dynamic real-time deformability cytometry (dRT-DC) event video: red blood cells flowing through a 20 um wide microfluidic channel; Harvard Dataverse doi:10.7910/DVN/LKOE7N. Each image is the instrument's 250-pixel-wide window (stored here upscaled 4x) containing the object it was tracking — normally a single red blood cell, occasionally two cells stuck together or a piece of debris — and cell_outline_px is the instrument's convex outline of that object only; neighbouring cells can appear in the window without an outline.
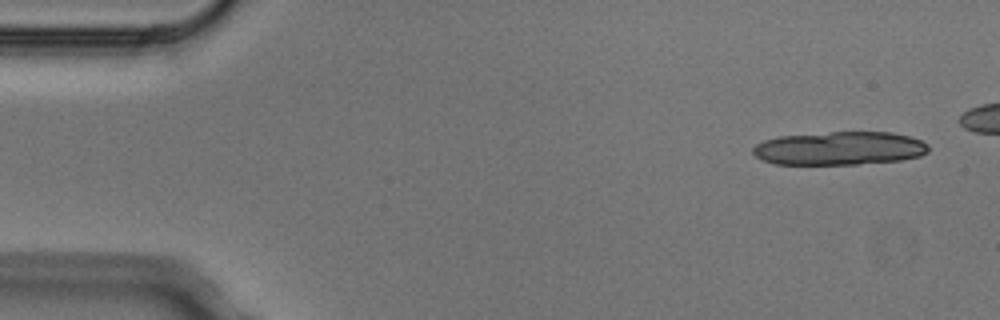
{"species": "Egyptian fruit bat (a non-hibernating species)", "species_latin": "Rousettus aegyptiacus", "temperature_condition": "cold", "stored_images_in_passage": 6, "camera_frame_rate_fps": 3000, "um_per_image_px": 0.085, "animal": {"sex": "male"}, "frame": {"image": 1, "passage_image": 1, "time_ms": 0.0, "image_size_px": [1000, 320], "cell_outline_px": [[928, 152], [920, 156], [900, 160], [856, 164], [776, 164], [764, 160], [756, 156], [752, 152], [752, 148], [756, 144], [764, 140], [780, 136], [832, 132], [892, 132], [908, 136], [920, 140], [928, 144]], "centroid_in_image_um": [71.36, 12.6], "position_along_channel_um": 13.6, "area_um2": 34.04}}
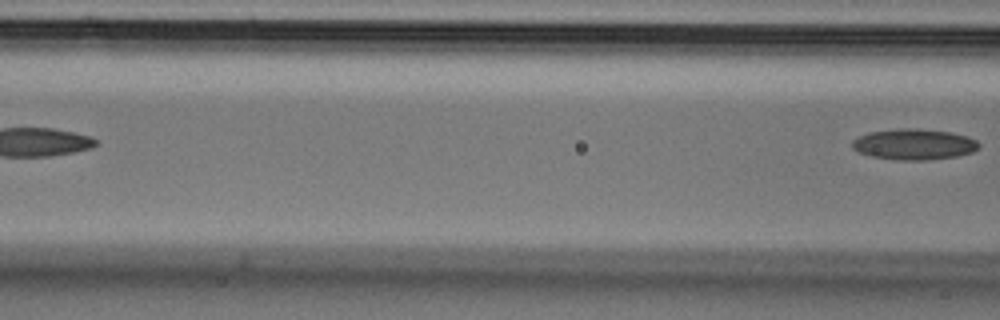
{"frame": {"image": 2, "passage_image": 6, "time_ms": 1.667, "image_size_px": [1000, 320], "cell_outline_px": [[980, 148], [972, 152], [956, 156], [924, 160], [896, 160], [872, 156], [860, 152], [852, 148], [852, 140], [860, 136], [872, 132], [900, 128], [908, 128], [948, 132], [968, 136], [976, 140], [980, 144]], "centroid_in_image_um": [77.71, 12.27], "position_along_channel_um": 88.9, "area_um2": 22.48}}